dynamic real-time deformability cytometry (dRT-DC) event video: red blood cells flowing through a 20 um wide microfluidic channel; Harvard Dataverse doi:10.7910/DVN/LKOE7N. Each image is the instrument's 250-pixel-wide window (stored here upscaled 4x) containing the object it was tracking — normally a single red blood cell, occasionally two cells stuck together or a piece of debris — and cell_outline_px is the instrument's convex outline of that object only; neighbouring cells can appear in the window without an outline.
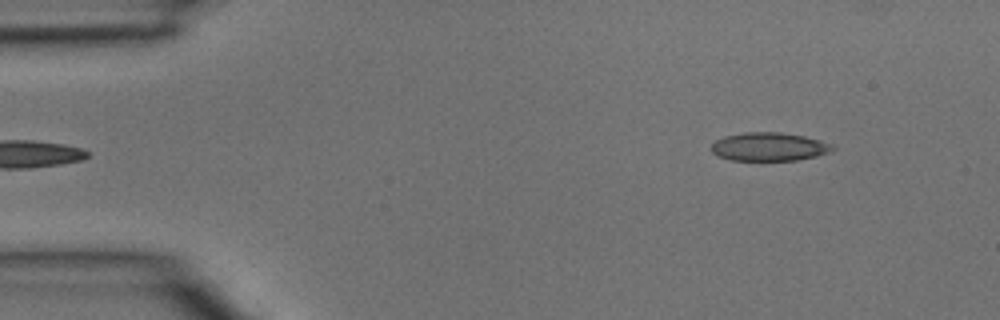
{"species": "common noctule bat (a hibernating species)", "species_latin": "Nyctalus noctula", "temperature_condition": "room temperature", "stored_images_in_passage": 3, "camera_frame_rate_fps": 3000, "um_per_image_px": 0.085, "animal": {"sex": "male", "body_mass_g": 15.6}, "frame": {"image": 1, "passage_image": 1, "time_ms": 0.0, "image_size_px": [1000, 320], "cell_outline_px": [[836, 148], [828, 152], [816, 156], [796, 160], [732, 160], [716, 156], [712, 152], [712, 144], [716, 140], [724, 136], [744, 132], [780, 132], [804, 136], [820, 140], [832, 144]], "centroid_in_image_um": [65.36, 12.47], "position_along_channel_um": 19.6, "area_um2": 20.06}}
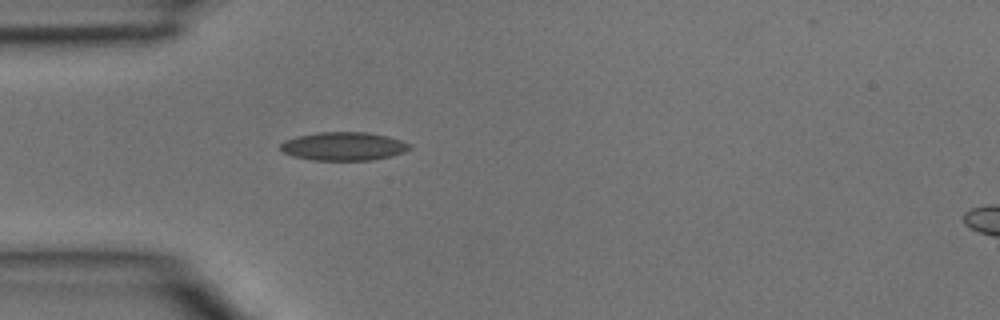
{"frame": {"image": 2, "passage_image": 3, "time_ms": 0.667, "image_size_px": [1000, 320], "cell_outline_px": [[412, 148], [404, 152], [392, 156], [372, 160], [312, 160], [292, 156], [284, 152], [280, 148], [280, 144], [284, 140], [296, 136], [316, 132], [368, 132], [388, 136], [412, 144]], "centroid_in_image_um": [29.21, 12.43], "position_along_channel_um": 55.8, "area_um2": 21.62}}